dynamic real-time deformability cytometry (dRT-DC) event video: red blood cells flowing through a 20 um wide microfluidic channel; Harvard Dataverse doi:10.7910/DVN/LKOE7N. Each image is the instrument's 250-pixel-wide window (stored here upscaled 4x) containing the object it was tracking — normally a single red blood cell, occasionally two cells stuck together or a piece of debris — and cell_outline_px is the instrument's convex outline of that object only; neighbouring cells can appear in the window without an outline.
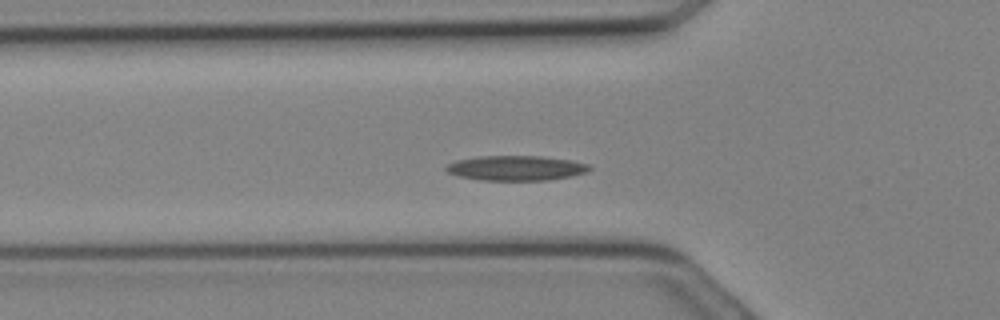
{"species": "Egyptian fruit bat (a non-hibernating species)", "species_latin": "Rousettus aegyptiacus", "temperature_condition": "cold", "stored_images_in_passage": 19, "camera_frame_rate_fps": 3000, "um_per_image_px": 0.085, "animal": {"sex": "female"}, "frame": {"image": 1, "passage_image": 9, "time_ms": 2.667, "image_size_px": [1000, 320], "cell_outline_px": [[584, 168], [576, 172], [556, 176], [472, 176], [456, 172], [452, 168], [460, 164], [472, 160], [552, 160], [576, 164]], "centroid_in_image_um": [43.9, 14.29], "position_along_channel_um": 81.9, "area_um2": 13.01}}
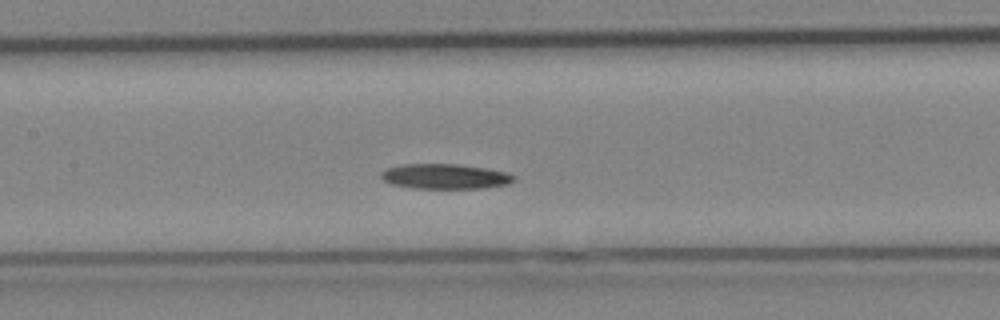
{"frame": {"image": 2, "passage_image": 13, "time_ms": 4.0, "image_size_px": [1000, 320], "cell_outline_px": [[508, 180], [492, 184], [412, 184], [392, 180], [384, 176], [388, 172], [400, 168], [472, 168], [496, 172], [508, 176]], "centroid_in_image_um": [37.89, 14.97], "position_along_channel_um": 169.5, "area_um2": 12.25}}
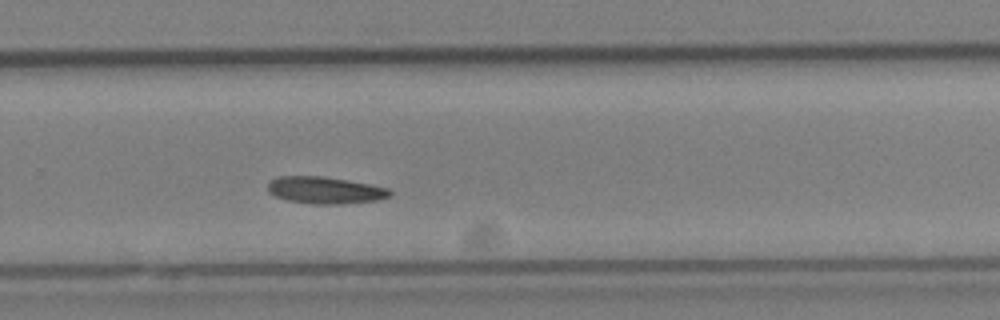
{"frame": {"image": 3, "passage_image": 19, "time_ms": 6.0, "image_size_px": [1000, 320], "cell_outline_px": [[388, 192], [384, 196], [360, 200], [300, 200], [284, 196], [276, 192], [272, 188], [272, 184], [276, 180], [336, 180], [360, 184], [380, 188]], "centroid_in_image_um": [27.71, 16.16], "position_along_channel_um": 302.1, "area_um2": 13.53}}